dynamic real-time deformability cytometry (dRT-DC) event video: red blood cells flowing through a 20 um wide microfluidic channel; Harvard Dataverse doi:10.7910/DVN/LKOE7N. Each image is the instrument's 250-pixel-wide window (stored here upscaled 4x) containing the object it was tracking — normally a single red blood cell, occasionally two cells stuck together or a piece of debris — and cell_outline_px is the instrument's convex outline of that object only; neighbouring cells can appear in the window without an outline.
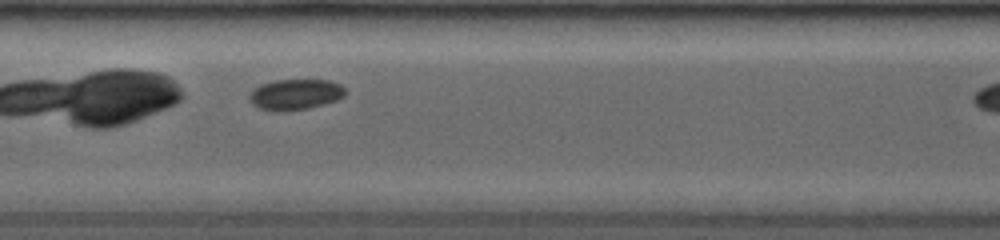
{"species": "common noctule bat (a hibernating species)", "species_latin": "Nyctalus noctula", "temperature_condition": "room temperature", "stored_images_in_passage": 9, "camera_frame_rate_fps": 3500, "um_per_image_px": 0.085, "animal": {"sex": "female", "body_mass_g": 19.0, "forearm_length_mm": 53.3}, "frame": {"image": 1, "passage_image": 6, "time_ms": 2.571, "image_size_px": [1000, 240], "cell_outline_px": [[348, 92], [344, 96], [336, 100], [324, 104], [308, 108], [284, 112], [276, 112], [260, 108], [252, 104], [252, 88], [260, 84], [276, 80], [328, 80], [340, 84]], "centroid_in_image_um": [25.13, 8.03], "position_along_channel_um": 182.3, "area_um2": 17.17}}